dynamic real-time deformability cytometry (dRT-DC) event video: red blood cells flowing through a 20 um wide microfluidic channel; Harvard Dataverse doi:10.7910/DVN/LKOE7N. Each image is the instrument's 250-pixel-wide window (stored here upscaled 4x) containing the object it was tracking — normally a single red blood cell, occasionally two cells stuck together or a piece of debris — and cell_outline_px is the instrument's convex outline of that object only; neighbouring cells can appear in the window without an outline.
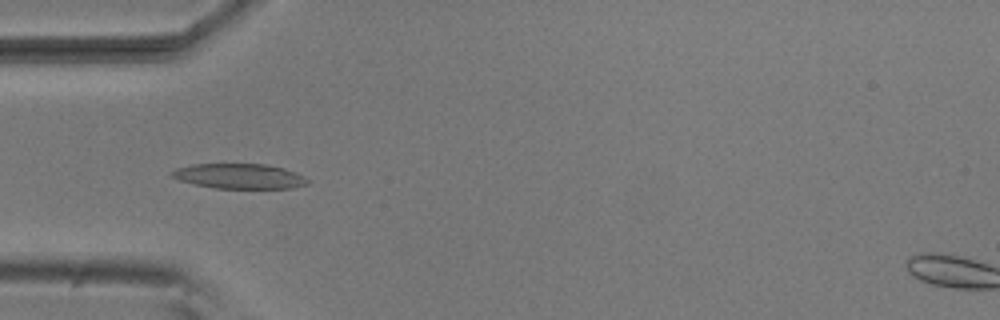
{"species": "common noctule bat (a hibernating species)", "species_latin": "Nyctalus noctula", "temperature_condition": "room temperature", "stored_images_in_passage": 5, "camera_frame_rate_fps": 3000, "um_per_image_px": 0.085, "animal": {"sex": "male", "body_mass_g": 20.5, "forearm_length_mm": 52.5}, "frame": {"image": 1, "passage_image": 5, "time_ms": 1.333, "image_size_px": [1000, 320], "cell_outline_px": [[308, 184], [292, 188], [216, 188], [196, 184], [180, 180], [172, 176], [168, 172], [176, 168], [192, 164], [268, 164], [284, 168], [296, 172], [304, 176], [308, 180]], "centroid_in_image_um": [20.36, 14.96], "position_along_channel_um": 64.6, "area_um2": 19.77}}